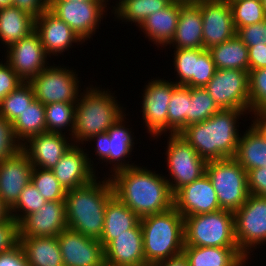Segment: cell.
<instances>
[{"label":"cell","instance_id":"4fadbf2b","mask_svg":"<svg viewBox=\"0 0 266 266\" xmlns=\"http://www.w3.org/2000/svg\"><path fill=\"white\" fill-rule=\"evenodd\" d=\"M142 95V118L151 137L168 133V108L174 90V81L155 79L148 82Z\"/></svg>","mask_w":266,"mask_h":266},{"label":"cell","instance_id":"f6af8a7d","mask_svg":"<svg viewBox=\"0 0 266 266\" xmlns=\"http://www.w3.org/2000/svg\"><path fill=\"white\" fill-rule=\"evenodd\" d=\"M216 70L210 51L205 49L198 59H195L194 87L204 88L213 78Z\"/></svg>","mask_w":266,"mask_h":266},{"label":"cell","instance_id":"db71d44e","mask_svg":"<svg viewBox=\"0 0 266 266\" xmlns=\"http://www.w3.org/2000/svg\"><path fill=\"white\" fill-rule=\"evenodd\" d=\"M251 112V116L254 115V117L252 116L254 120H252L253 124L251 125L266 138V108L252 110Z\"/></svg>","mask_w":266,"mask_h":266},{"label":"cell","instance_id":"ee69618b","mask_svg":"<svg viewBox=\"0 0 266 266\" xmlns=\"http://www.w3.org/2000/svg\"><path fill=\"white\" fill-rule=\"evenodd\" d=\"M21 146L14 135L12 123L0 115V163L17 154Z\"/></svg>","mask_w":266,"mask_h":266},{"label":"cell","instance_id":"5bb4252c","mask_svg":"<svg viewBox=\"0 0 266 266\" xmlns=\"http://www.w3.org/2000/svg\"><path fill=\"white\" fill-rule=\"evenodd\" d=\"M125 116L126 114L107 132L93 135L87 140L88 142L96 141L95 156H99V160L102 159V161L104 160V162H109L110 164L114 163L110 173L135 166L134 163L129 164V161L126 163L125 160V158L130 157L129 155L133 150L132 147H134V136H132L130 128L125 127Z\"/></svg>","mask_w":266,"mask_h":266},{"label":"cell","instance_id":"603a6c76","mask_svg":"<svg viewBox=\"0 0 266 266\" xmlns=\"http://www.w3.org/2000/svg\"><path fill=\"white\" fill-rule=\"evenodd\" d=\"M32 169L33 165L22 150L0 163V197L10 209L31 182Z\"/></svg>","mask_w":266,"mask_h":266},{"label":"cell","instance_id":"6f0895ef","mask_svg":"<svg viewBox=\"0 0 266 266\" xmlns=\"http://www.w3.org/2000/svg\"><path fill=\"white\" fill-rule=\"evenodd\" d=\"M12 6V0H0V8Z\"/></svg>","mask_w":266,"mask_h":266},{"label":"cell","instance_id":"44dd1931","mask_svg":"<svg viewBox=\"0 0 266 266\" xmlns=\"http://www.w3.org/2000/svg\"><path fill=\"white\" fill-rule=\"evenodd\" d=\"M34 29L38 33L48 57L52 54L58 56V54L69 50L72 43H83V40L75 34L71 27L49 9L35 18Z\"/></svg>","mask_w":266,"mask_h":266},{"label":"cell","instance_id":"7bdbcfd3","mask_svg":"<svg viewBox=\"0 0 266 266\" xmlns=\"http://www.w3.org/2000/svg\"><path fill=\"white\" fill-rule=\"evenodd\" d=\"M250 112L266 108V68L249 71Z\"/></svg>","mask_w":266,"mask_h":266},{"label":"cell","instance_id":"9c48e42d","mask_svg":"<svg viewBox=\"0 0 266 266\" xmlns=\"http://www.w3.org/2000/svg\"><path fill=\"white\" fill-rule=\"evenodd\" d=\"M234 226L239 250L250 259L251 248L254 250L257 245L266 243V197L250 194L234 212Z\"/></svg>","mask_w":266,"mask_h":266},{"label":"cell","instance_id":"e575fe53","mask_svg":"<svg viewBox=\"0 0 266 266\" xmlns=\"http://www.w3.org/2000/svg\"><path fill=\"white\" fill-rule=\"evenodd\" d=\"M190 99L191 87L177 85L174 82V90L168 108V131L170 134H179L189 125Z\"/></svg>","mask_w":266,"mask_h":266},{"label":"cell","instance_id":"1f68e13d","mask_svg":"<svg viewBox=\"0 0 266 266\" xmlns=\"http://www.w3.org/2000/svg\"><path fill=\"white\" fill-rule=\"evenodd\" d=\"M216 69H240L249 71L248 47L237 34L231 39L208 49Z\"/></svg>","mask_w":266,"mask_h":266},{"label":"cell","instance_id":"d4e9b609","mask_svg":"<svg viewBox=\"0 0 266 266\" xmlns=\"http://www.w3.org/2000/svg\"><path fill=\"white\" fill-rule=\"evenodd\" d=\"M202 27L200 8L195 3H185L180 8L176 32L168 45L172 44L174 49L203 48Z\"/></svg>","mask_w":266,"mask_h":266},{"label":"cell","instance_id":"8fae6325","mask_svg":"<svg viewBox=\"0 0 266 266\" xmlns=\"http://www.w3.org/2000/svg\"><path fill=\"white\" fill-rule=\"evenodd\" d=\"M204 89L220 109H239L249 114V71L217 69Z\"/></svg>","mask_w":266,"mask_h":266},{"label":"cell","instance_id":"f907efd6","mask_svg":"<svg viewBox=\"0 0 266 266\" xmlns=\"http://www.w3.org/2000/svg\"><path fill=\"white\" fill-rule=\"evenodd\" d=\"M0 266H30L20 244L0 253Z\"/></svg>","mask_w":266,"mask_h":266},{"label":"cell","instance_id":"8992f818","mask_svg":"<svg viewBox=\"0 0 266 266\" xmlns=\"http://www.w3.org/2000/svg\"><path fill=\"white\" fill-rule=\"evenodd\" d=\"M184 246L239 248L234 212L221 209L184 217Z\"/></svg>","mask_w":266,"mask_h":266},{"label":"cell","instance_id":"8d00e7d4","mask_svg":"<svg viewBox=\"0 0 266 266\" xmlns=\"http://www.w3.org/2000/svg\"><path fill=\"white\" fill-rule=\"evenodd\" d=\"M44 106L46 132L63 134L62 129L67 128V131L71 132H69V136L72 137L76 103L57 102Z\"/></svg>","mask_w":266,"mask_h":266},{"label":"cell","instance_id":"277c9868","mask_svg":"<svg viewBox=\"0 0 266 266\" xmlns=\"http://www.w3.org/2000/svg\"><path fill=\"white\" fill-rule=\"evenodd\" d=\"M99 88L90 85L79 95L71 137L74 144L83 145L91 136L107 132L125 115L123 107L115 99L117 97L109 93V89Z\"/></svg>","mask_w":266,"mask_h":266},{"label":"cell","instance_id":"e0dca14e","mask_svg":"<svg viewBox=\"0 0 266 266\" xmlns=\"http://www.w3.org/2000/svg\"><path fill=\"white\" fill-rule=\"evenodd\" d=\"M64 266H103L104 248L99 240L65 228L57 236Z\"/></svg>","mask_w":266,"mask_h":266},{"label":"cell","instance_id":"680465c9","mask_svg":"<svg viewBox=\"0 0 266 266\" xmlns=\"http://www.w3.org/2000/svg\"><path fill=\"white\" fill-rule=\"evenodd\" d=\"M48 1H104V0H48Z\"/></svg>","mask_w":266,"mask_h":266},{"label":"cell","instance_id":"7dc6e473","mask_svg":"<svg viewBox=\"0 0 266 266\" xmlns=\"http://www.w3.org/2000/svg\"><path fill=\"white\" fill-rule=\"evenodd\" d=\"M19 244V223L12 217L0 223V253Z\"/></svg>","mask_w":266,"mask_h":266},{"label":"cell","instance_id":"7a4b0ae2","mask_svg":"<svg viewBox=\"0 0 266 266\" xmlns=\"http://www.w3.org/2000/svg\"><path fill=\"white\" fill-rule=\"evenodd\" d=\"M244 113L239 109H220L209 119L186 126L179 135L206 161L233 158L241 136L237 120Z\"/></svg>","mask_w":266,"mask_h":266},{"label":"cell","instance_id":"ba28073f","mask_svg":"<svg viewBox=\"0 0 266 266\" xmlns=\"http://www.w3.org/2000/svg\"><path fill=\"white\" fill-rule=\"evenodd\" d=\"M168 138L165 155L172 179L166 177V180L174 194L183 186L203 176L207 161L201 158L196 150L179 134H169Z\"/></svg>","mask_w":266,"mask_h":266},{"label":"cell","instance_id":"816d5d0a","mask_svg":"<svg viewBox=\"0 0 266 266\" xmlns=\"http://www.w3.org/2000/svg\"><path fill=\"white\" fill-rule=\"evenodd\" d=\"M12 6L37 18L48 9V0H12Z\"/></svg>","mask_w":266,"mask_h":266},{"label":"cell","instance_id":"4dcf8cb0","mask_svg":"<svg viewBox=\"0 0 266 266\" xmlns=\"http://www.w3.org/2000/svg\"><path fill=\"white\" fill-rule=\"evenodd\" d=\"M35 18L14 6L0 8V40L8 48L34 30Z\"/></svg>","mask_w":266,"mask_h":266},{"label":"cell","instance_id":"b9f144b4","mask_svg":"<svg viewBox=\"0 0 266 266\" xmlns=\"http://www.w3.org/2000/svg\"><path fill=\"white\" fill-rule=\"evenodd\" d=\"M46 202L40 192L30 182L22 190L16 204L10 209L11 217L20 223L27 215L39 211Z\"/></svg>","mask_w":266,"mask_h":266},{"label":"cell","instance_id":"484cf974","mask_svg":"<svg viewBox=\"0 0 266 266\" xmlns=\"http://www.w3.org/2000/svg\"><path fill=\"white\" fill-rule=\"evenodd\" d=\"M184 2L172 1L164 9L150 14L139 26L149 40L154 42L156 46H168L173 39L179 17L180 8Z\"/></svg>","mask_w":266,"mask_h":266},{"label":"cell","instance_id":"9f6ffc18","mask_svg":"<svg viewBox=\"0 0 266 266\" xmlns=\"http://www.w3.org/2000/svg\"><path fill=\"white\" fill-rule=\"evenodd\" d=\"M11 217L10 208L4 203L3 199L0 197V223Z\"/></svg>","mask_w":266,"mask_h":266},{"label":"cell","instance_id":"91938a15","mask_svg":"<svg viewBox=\"0 0 266 266\" xmlns=\"http://www.w3.org/2000/svg\"><path fill=\"white\" fill-rule=\"evenodd\" d=\"M261 3H262V5H263V7H264V11H265V13H266V0H261Z\"/></svg>","mask_w":266,"mask_h":266},{"label":"cell","instance_id":"ffe728a7","mask_svg":"<svg viewBox=\"0 0 266 266\" xmlns=\"http://www.w3.org/2000/svg\"><path fill=\"white\" fill-rule=\"evenodd\" d=\"M87 155L81 145L73 144L51 169L65 191L84 186L97 177L94 162Z\"/></svg>","mask_w":266,"mask_h":266},{"label":"cell","instance_id":"60d3db41","mask_svg":"<svg viewBox=\"0 0 266 266\" xmlns=\"http://www.w3.org/2000/svg\"><path fill=\"white\" fill-rule=\"evenodd\" d=\"M204 48L197 49H175L174 50V66L177 72V85H186L194 87V67L195 59L204 51Z\"/></svg>","mask_w":266,"mask_h":266},{"label":"cell","instance_id":"3957f363","mask_svg":"<svg viewBox=\"0 0 266 266\" xmlns=\"http://www.w3.org/2000/svg\"><path fill=\"white\" fill-rule=\"evenodd\" d=\"M66 191L67 227L84 236L100 240L107 202L114 196L110 178ZM107 179V180H106Z\"/></svg>","mask_w":266,"mask_h":266},{"label":"cell","instance_id":"f546056e","mask_svg":"<svg viewBox=\"0 0 266 266\" xmlns=\"http://www.w3.org/2000/svg\"><path fill=\"white\" fill-rule=\"evenodd\" d=\"M247 172L266 168V138L252 125L240 136L233 157Z\"/></svg>","mask_w":266,"mask_h":266},{"label":"cell","instance_id":"bcb514c9","mask_svg":"<svg viewBox=\"0 0 266 266\" xmlns=\"http://www.w3.org/2000/svg\"><path fill=\"white\" fill-rule=\"evenodd\" d=\"M236 34L247 47L266 45V19L260 23L241 27Z\"/></svg>","mask_w":266,"mask_h":266},{"label":"cell","instance_id":"d6a6232c","mask_svg":"<svg viewBox=\"0 0 266 266\" xmlns=\"http://www.w3.org/2000/svg\"><path fill=\"white\" fill-rule=\"evenodd\" d=\"M12 125L14 135L21 145L31 137L45 133L46 120L44 104L35 99Z\"/></svg>","mask_w":266,"mask_h":266},{"label":"cell","instance_id":"83f0119b","mask_svg":"<svg viewBox=\"0 0 266 266\" xmlns=\"http://www.w3.org/2000/svg\"><path fill=\"white\" fill-rule=\"evenodd\" d=\"M139 222L140 217L114 195L106 205L103 232L99 240L103 248L117 235L134 228Z\"/></svg>","mask_w":266,"mask_h":266},{"label":"cell","instance_id":"f35d334b","mask_svg":"<svg viewBox=\"0 0 266 266\" xmlns=\"http://www.w3.org/2000/svg\"><path fill=\"white\" fill-rule=\"evenodd\" d=\"M31 182L46 201H65L66 191L50 169L33 167Z\"/></svg>","mask_w":266,"mask_h":266},{"label":"cell","instance_id":"5b68a950","mask_svg":"<svg viewBox=\"0 0 266 266\" xmlns=\"http://www.w3.org/2000/svg\"><path fill=\"white\" fill-rule=\"evenodd\" d=\"M145 261L152 266L182 253L184 217L174 208L140 218Z\"/></svg>","mask_w":266,"mask_h":266},{"label":"cell","instance_id":"7c38bea8","mask_svg":"<svg viewBox=\"0 0 266 266\" xmlns=\"http://www.w3.org/2000/svg\"><path fill=\"white\" fill-rule=\"evenodd\" d=\"M106 7V1H48V9L84 42L99 29Z\"/></svg>","mask_w":266,"mask_h":266},{"label":"cell","instance_id":"d590c367","mask_svg":"<svg viewBox=\"0 0 266 266\" xmlns=\"http://www.w3.org/2000/svg\"><path fill=\"white\" fill-rule=\"evenodd\" d=\"M34 100L32 85L29 82H23L2 99L0 115L13 123Z\"/></svg>","mask_w":266,"mask_h":266},{"label":"cell","instance_id":"30bf717a","mask_svg":"<svg viewBox=\"0 0 266 266\" xmlns=\"http://www.w3.org/2000/svg\"><path fill=\"white\" fill-rule=\"evenodd\" d=\"M55 66H47L29 81L35 99L44 105L57 102L76 103L81 91L78 75L64 66Z\"/></svg>","mask_w":266,"mask_h":266},{"label":"cell","instance_id":"d6986e66","mask_svg":"<svg viewBox=\"0 0 266 266\" xmlns=\"http://www.w3.org/2000/svg\"><path fill=\"white\" fill-rule=\"evenodd\" d=\"M67 228L65 201H47L19 223V237H55Z\"/></svg>","mask_w":266,"mask_h":266},{"label":"cell","instance_id":"6da1fadb","mask_svg":"<svg viewBox=\"0 0 266 266\" xmlns=\"http://www.w3.org/2000/svg\"><path fill=\"white\" fill-rule=\"evenodd\" d=\"M165 177L135 165L120 169L109 178L114 195L142 218L173 207L174 194Z\"/></svg>","mask_w":266,"mask_h":266},{"label":"cell","instance_id":"ac0fdd59","mask_svg":"<svg viewBox=\"0 0 266 266\" xmlns=\"http://www.w3.org/2000/svg\"><path fill=\"white\" fill-rule=\"evenodd\" d=\"M173 207L183 217L221 210L216 191L206 173L174 193Z\"/></svg>","mask_w":266,"mask_h":266},{"label":"cell","instance_id":"52a82bcc","mask_svg":"<svg viewBox=\"0 0 266 266\" xmlns=\"http://www.w3.org/2000/svg\"><path fill=\"white\" fill-rule=\"evenodd\" d=\"M205 173L222 210L235 212L248 199L247 171L234 158L207 161Z\"/></svg>","mask_w":266,"mask_h":266},{"label":"cell","instance_id":"74e56055","mask_svg":"<svg viewBox=\"0 0 266 266\" xmlns=\"http://www.w3.org/2000/svg\"><path fill=\"white\" fill-rule=\"evenodd\" d=\"M236 31L248 25L260 23L266 19L261 0H228Z\"/></svg>","mask_w":266,"mask_h":266},{"label":"cell","instance_id":"9a60e30c","mask_svg":"<svg viewBox=\"0 0 266 266\" xmlns=\"http://www.w3.org/2000/svg\"><path fill=\"white\" fill-rule=\"evenodd\" d=\"M7 49L6 62L24 82H29L47 67L48 55L35 29Z\"/></svg>","mask_w":266,"mask_h":266},{"label":"cell","instance_id":"681fc988","mask_svg":"<svg viewBox=\"0 0 266 266\" xmlns=\"http://www.w3.org/2000/svg\"><path fill=\"white\" fill-rule=\"evenodd\" d=\"M250 194L266 197V168L260 167L247 172Z\"/></svg>","mask_w":266,"mask_h":266},{"label":"cell","instance_id":"f1b7e54d","mask_svg":"<svg viewBox=\"0 0 266 266\" xmlns=\"http://www.w3.org/2000/svg\"><path fill=\"white\" fill-rule=\"evenodd\" d=\"M30 266H64L62 254L55 237H19Z\"/></svg>","mask_w":266,"mask_h":266},{"label":"cell","instance_id":"11a10c76","mask_svg":"<svg viewBox=\"0 0 266 266\" xmlns=\"http://www.w3.org/2000/svg\"><path fill=\"white\" fill-rule=\"evenodd\" d=\"M152 266H189V263L187 257L182 252L178 255L162 260Z\"/></svg>","mask_w":266,"mask_h":266},{"label":"cell","instance_id":"2e32d148","mask_svg":"<svg viewBox=\"0 0 266 266\" xmlns=\"http://www.w3.org/2000/svg\"><path fill=\"white\" fill-rule=\"evenodd\" d=\"M203 23V48L210 49L236 35L228 0H199Z\"/></svg>","mask_w":266,"mask_h":266},{"label":"cell","instance_id":"836d02e7","mask_svg":"<svg viewBox=\"0 0 266 266\" xmlns=\"http://www.w3.org/2000/svg\"><path fill=\"white\" fill-rule=\"evenodd\" d=\"M173 0H122L112 13L117 19L140 26L150 15L167 7Z\"/></svg>","mask_w":266,"mask_h":266},{"label":"cell","instance_id":"f5cc1de1","mask_svg":"<svg viewBox=\"0 0 266 266\" xmlns=\"http://www.w3.org/2000/svg\"><path fill=\"white\" fill-rule=\"evenodd\" d=\"M249 71L266 68V45L248 47Z\"/></svg>","mask_w":266,"mask_h":266},{"label":"cell","instance_id":"ab89813d","mask_svg":"<svg viewBox=\"0 0 266 266\" xmlns=\"http://www.w3.org/2000/svg\"><path fill=\"white\" fill-rule=\"evenodd\" d=\"M220 108L204 88L191 87L189 103V125L209 119Z\"/></svg>","mask_w":266,"mask_h":266},{"label":"cell","instance_id":"7402d4cb","mask_svg":"<svg viewBox=\"0 0 266 266\" xmlns=\"http://www.w3.org/2000/svg\"><path fill=\"white\" fill-rule=\"evenodd\" d=\"M69 142L65 133L45 132L28 139L22 144L21 150L33 167L51 170L74 144Z\"/></svg>","mask_w":266,"mask_h":266},{"label":"cell","instance_id":"c3c4849f","mask_svg":"<svg viewBox=\"0 0 266 266\" xmlns=\"http://www.w3.org/2000/svg\"><path fill=\"white\" fill-rule=\"evenodd\" d=\"M24 81L12 70L10 65L0 62V103L2 99L15 90Z\"/></svg>","mask_w":266,"mask_h":266},{"label":"cell","instance_id":"4316f807","mask_svg":"<svg viewBox=\"0 0 266 266\" xmlns=\"http://www.w3.org/2000/svg\"><path fill=\"white\" fill-rule=\"evenodd\" d=\"M182 252L189 266H244L248 263L239 248L184 246Z\"/></svg>","mask_w":266,"mask_h":266},{"label":"cell","instance_id":"cb8c5ba5","mask_svg":"<svg viewBox=\"0 0 266 266\" xmlns=\"http://www.w3.org/2000/svg\"><path fill=\"white\" fill-rule=\"evenodd\" d=\"M107 266H149L143 252V234L140 222L125 231L104 248Z\"/></svg>","mask_w":266,"mask_h":266}]
</instances>
